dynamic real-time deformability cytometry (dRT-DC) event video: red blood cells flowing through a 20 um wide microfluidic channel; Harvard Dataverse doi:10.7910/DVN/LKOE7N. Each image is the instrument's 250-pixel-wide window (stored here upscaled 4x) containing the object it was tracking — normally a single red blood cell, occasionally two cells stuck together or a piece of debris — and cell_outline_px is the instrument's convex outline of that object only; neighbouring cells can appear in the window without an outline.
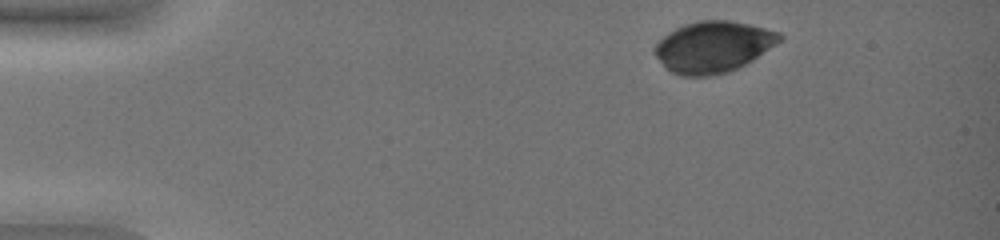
{"species": "common noctule bat (a hibernating species)", "species_latin": "Nyctalus noctula", "temperature_condition": "warm", "stored_images_in_passage": 4, "camera_frame_rate_fps": 3000, "um_per_image_px": 0.085, "animal": {"sex": "female", "body_mass_g": 19.0, "forearm_length_mm": 51.5}, "frame": {"image": 1, "passage_image": 1, "time_ms": 0.0, "image_size_px": [1000, 240], "cell_outline_px": [[784, 36], [776, 44], [752, 60], [728, 72], [712, 76], [680, 76], [664, 68], [652, 52], [652, 48], [668, 32], [684, 24], [700, 20], [728, 20], [748, 24], [780, 32]], "centroid_in_image_um": [60.57, 3.99], "position_along_channel_um": 24.4, "area_um2": 37.34}}